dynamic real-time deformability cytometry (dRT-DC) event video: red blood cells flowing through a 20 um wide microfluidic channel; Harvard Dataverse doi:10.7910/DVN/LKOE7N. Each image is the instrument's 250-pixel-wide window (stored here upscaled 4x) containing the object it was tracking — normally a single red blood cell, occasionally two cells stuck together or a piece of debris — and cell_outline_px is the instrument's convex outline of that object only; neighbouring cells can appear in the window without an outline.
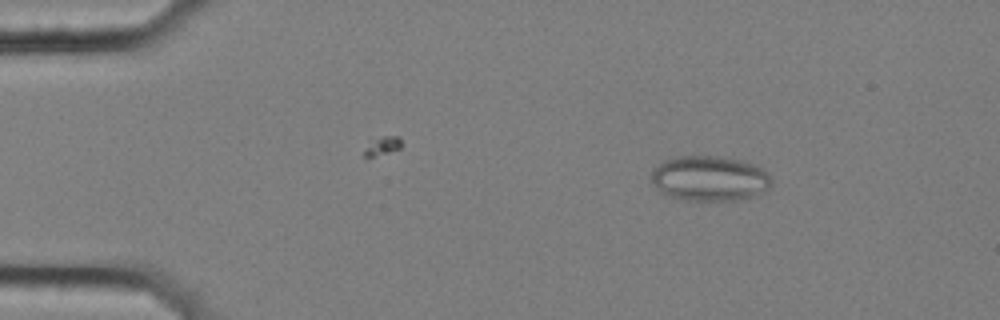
{"species": "common noctule bat (a hibernating species)", "species_latin": "Nyctalus noctula", "temperature_condition": "cold", "stored_images_in_passage": 54, "camera_frame_rate_fps": 3000, "um_per_image_px": 0.085, "animal": {"sex": "female", "body_mass_g": 25.1}, "frame": {"image": 1, "passage_image": 9, "time_ms": 2.667, "image_size_px": [1000, 320], "cell_outline_px": [[772, 184], [768, 188], [756, 196], [736, 200], [680, 200], [668, 196], [660, 192], [656, 188], [652, 180], [652, 168], [664, 160], [676, 156], [720, 156], [744, 160], [756, 164], [772, 180]], "centroid_in_image_um": [60.29, 15.16], "position_along_channel_um": 24.7, "area_um2": 31.91}}
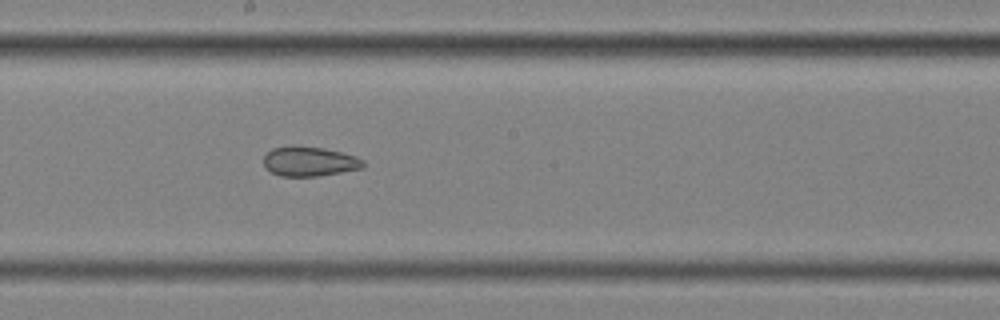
{"frame": {"image": 2, "passage_image": 32, "time_ms": 10.333, "image_size_px": [1000, 320], "cell_outline_px": [[364, 168], [316, 176], [280, 176], [272, 172], [264, 164], [264, 156], [272, 148], [296, 144], [324, 148], [356, 156], [364, 160]], "centroid_in_image_um": [26.3, 13.7], "position_along_channel_um": 221.9, "area_um2": 17.28}}
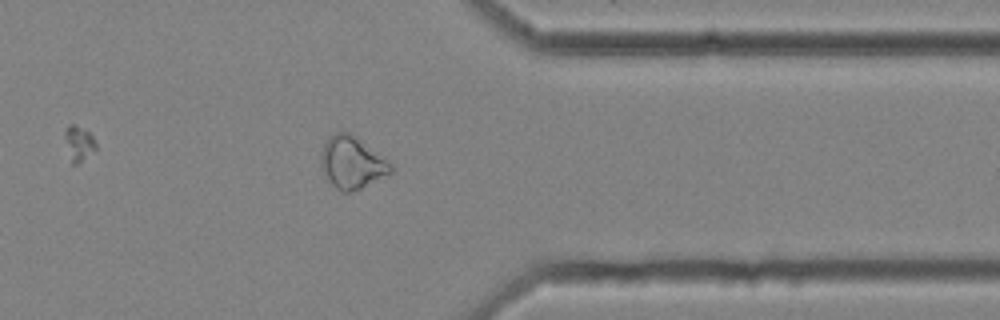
{"frame": {"image": 3, "passage_image": 46, "time_ms": 15.0, "image_size_px": [1000, 320], "cell_outline_px": [[392, 172], [388, 176], [360, 188], [348, 192], [340, 192], [332, 184], [320, 164], [320, 156], [324, 144], [328, 136], [336, 132], [352, 132], [392, 164]], "centroid_in_image_um": [29.93, 13.8], "position_along_channel_um": 381.5, "area_um2": 21.21}, "authors_computed_cell_mechanics": {"area_um2": 20.808, "velocity_mm_per_s": 3.5523, "shape_relaxation_time_tau1_ms": null, "shape_relaxation_time_tau2_ms": 3.7633, "deformation_change_tau1": null, "deformation_change_tau2": 0.1016}}